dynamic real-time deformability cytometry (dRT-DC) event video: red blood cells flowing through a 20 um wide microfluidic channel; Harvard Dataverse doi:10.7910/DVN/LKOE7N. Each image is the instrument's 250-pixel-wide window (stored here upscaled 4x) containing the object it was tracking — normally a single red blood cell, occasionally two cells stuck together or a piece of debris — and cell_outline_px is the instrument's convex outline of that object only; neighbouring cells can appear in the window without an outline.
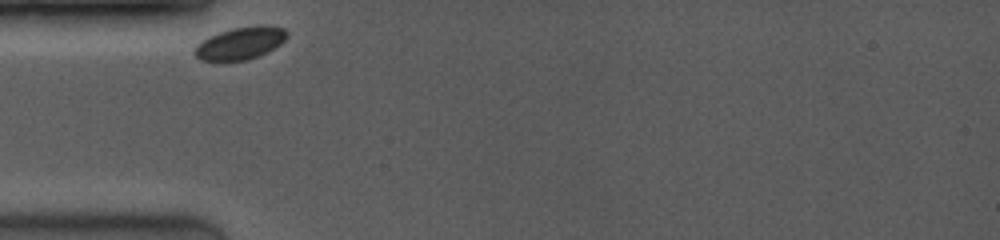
{"species": "common noctule bat (a hibernating species)", "species_latin": "Nyctalus noctula", "temperature_condition": "room temperature", "stored_images_in_passage": 39, "camera_frame_rate_fps": 4000, "um_per_image_px": 0.085, "animal": {"sex": "female", "body_mass_g": 19.0, "forearm_length_mm": 53.3}, "frame": {"image": 1, "passage_image": 1, "time_ms": 0.0, "image_size_px": [1000, 240], "cell_outline_px": [[288, 36], [280, 44], [256, 56], [244, 60], [200, 60], [192, 52], [196, 44], [208, 36], [216, 32], [232, 28], [260, 24], [264, 24], [284, 28], [288, 32]], "centroid_in_image_um": [20.39, 3.63], "position_along_channel_um": 64.6, "area_um2": 17.46}}
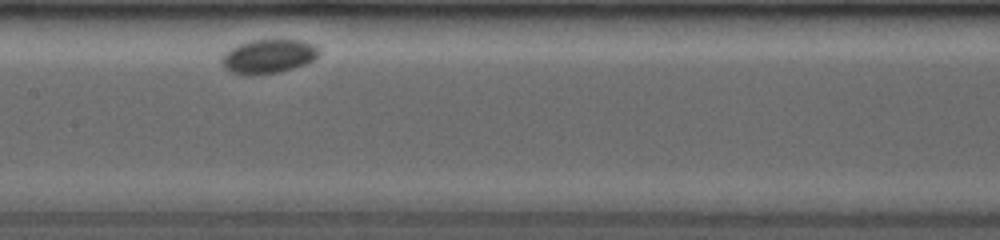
{"frame": {"image": 2, "passage_image": 15, "time_ms": 3.5, "image_size_px": [1000, 240], "cell_outline_px": [[320, 52], [312, 60], [304, 64], [292, 68], [276, 72], [232, 72], [220, 60], [224, 52], [228, 48], [236, 44], [252, 40], [304, 40], [316, 44], [320, 48]], "centroid_in_image_um": [22.86, 4.71], "position_along_channel_um": 184.5, "area_um2": 18.67}}
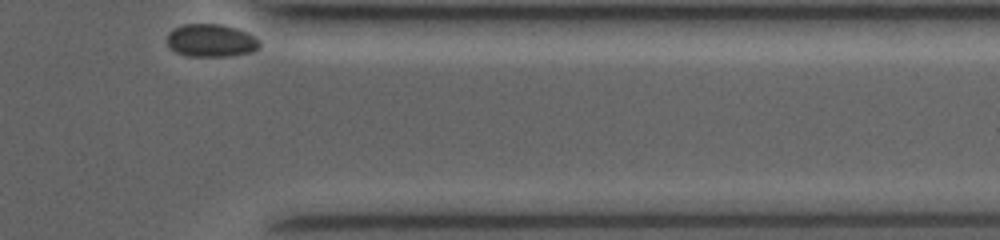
{"frame": {"image": 3, "passage_image": 39, "time_ms": 9.5, "image_size_px": [1000, 240], "cell_outline_px": [[260, 48], [252, 52], [228, 56], [192, 56], [176, 52], [168, 44], [168, 32], [172, 28], [184, 24], [220, 24], [236, 28], [248, 32], [256, 36], [260, 40]], "centroid_in_image_um": [17.99, 3.43], "position_along_channel_um": 393.4, "area_um2": 17.8}}